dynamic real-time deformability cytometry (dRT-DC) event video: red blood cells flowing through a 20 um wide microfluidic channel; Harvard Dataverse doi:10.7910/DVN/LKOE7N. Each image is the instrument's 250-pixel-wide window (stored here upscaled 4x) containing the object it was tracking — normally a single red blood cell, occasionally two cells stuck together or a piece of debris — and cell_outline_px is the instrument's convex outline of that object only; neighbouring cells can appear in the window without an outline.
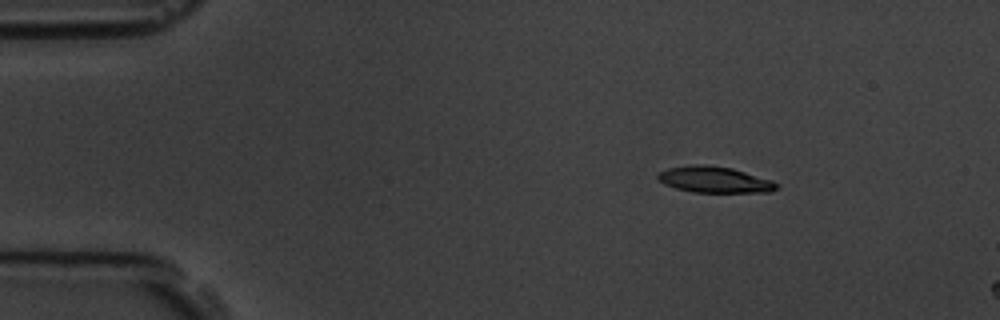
{"species": "common noctule bat (a hibernating species)", "species_latin": "Nyctalus noctula", "temperature_condition": "room temperature", "stored_images_in_passage": 5, "camera_frame_rate_fps": 3000, "um_per_image_px": 0.085, "animal": {"sex": "male", "body_mass_g": 19.5, "forearm_length_mm": 54.6}, "frame": {"image": 1, "passage_image": 3, "time_ms": 2.333, "image_size_px": [1000, 320], "cell_outline_px": [[780, 184], [772, 192], [692, 192], [676, 188], [664, 184], [656, 176], [660, 172], [668, 168], [704, 164], [732, 168], [772, 180]], "centroid_in_image_um": [60.77, 15.28], "position_along_channel_um": 24.2, "area_um2": 17.92}}